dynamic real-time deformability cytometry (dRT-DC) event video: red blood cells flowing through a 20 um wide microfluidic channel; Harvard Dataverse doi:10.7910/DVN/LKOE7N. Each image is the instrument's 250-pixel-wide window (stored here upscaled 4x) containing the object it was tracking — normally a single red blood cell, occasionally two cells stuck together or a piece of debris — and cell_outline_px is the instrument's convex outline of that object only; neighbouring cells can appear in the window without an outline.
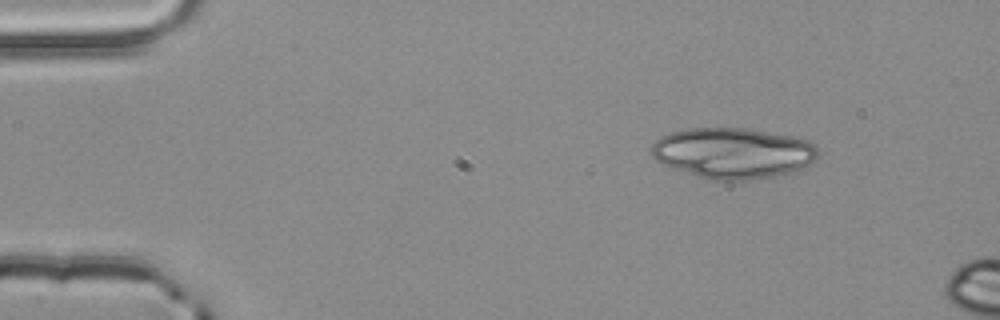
{"species": "common noctule bat (a hibernating species)", "species_latin": "Nyctalus noctula", "temperature_condition": "room temperature", "stored_images_in_passage": 2, "camera_frame_rate_fps": 3000, "um_per_image_px": 0.085, "animal": {"sex": "male", "body_mass_g": 20.4}, "frame": {"image": 1, "passage_image": 1, "time_ms": 0.0, "image_size_px": [1000, 320], "cell_outline_px": [[820, 152], [804, 168], [792, 172], [752, 180], [708, 180], [672, 168], [656, 160], [652, 156], [652, 144], [660, 136], [668, 132], [688, 128], [744, 128], [792, 136], [808, 140], [816, 144]], "centroid_in_image_um": [62.29, 13.01], "position_along_channel_um": 22.7, "area_um2": 49.48}}